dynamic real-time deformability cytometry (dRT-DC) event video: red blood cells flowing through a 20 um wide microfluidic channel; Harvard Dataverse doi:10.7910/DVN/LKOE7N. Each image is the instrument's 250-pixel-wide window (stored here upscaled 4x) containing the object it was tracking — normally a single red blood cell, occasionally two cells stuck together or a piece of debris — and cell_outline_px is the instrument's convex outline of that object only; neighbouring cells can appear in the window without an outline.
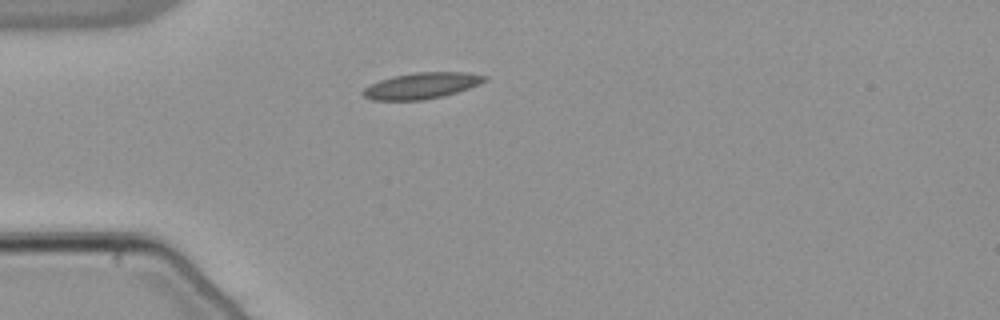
{"species": "common noctule bat (a hibernating species)", "species_latin": "Nyctalus noctula", "temperature_condition": "warm", "stored_images_in_passage": 40, "camera_frame_rate_fps": 3000, "um_per_image_px": 0.085, "animal": {"sex": "male", "body_mass_g": 21.5, "forearm_length_mm": 52.0}, "frame": {"image": 1, "passage_image": 1, "time_ms": 0.0, "image_size_px": [1000, 320], "cell_outline_px": [[488, 80], [480, 84], [444, 96], [424, 100], [372, 100], [364, 96], [360, 92], [364, 88], [380, 80], [392, 76], [416, 72], [468, 72], [488, 76]], "centroid_in_image_um": [35.86, 7.28], "position_along_channel_um": 49.1, "area_um2": 18.61}}
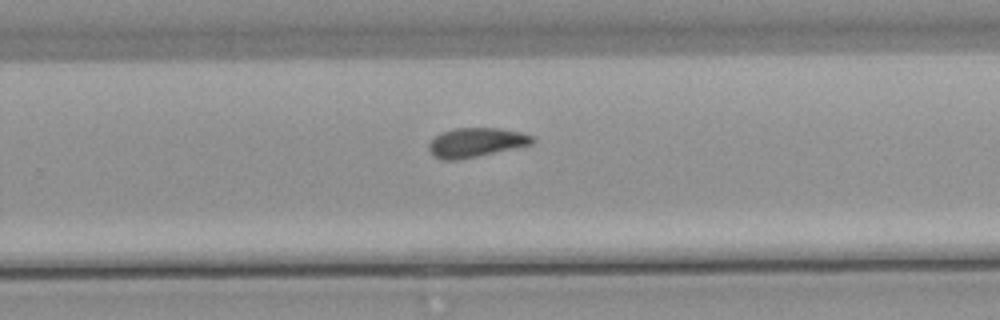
{"frame": {"image": 2, "passage_image": 21, "time_ms": 6.667, "image_size_px": [1000, 320], "cell_outline_px": [[536, 140], [532, 144], [476, 156], [456, 160], [444, 160], [436, 156], [428, 148], [428, 144], [440, 132], [456, 128], [500, 128], [520, 132], [532, 136]], "centroid_in_image_um": [40.47, 12.09], "position_along_channel_um": 289.3, "area_um2": 17.34}}
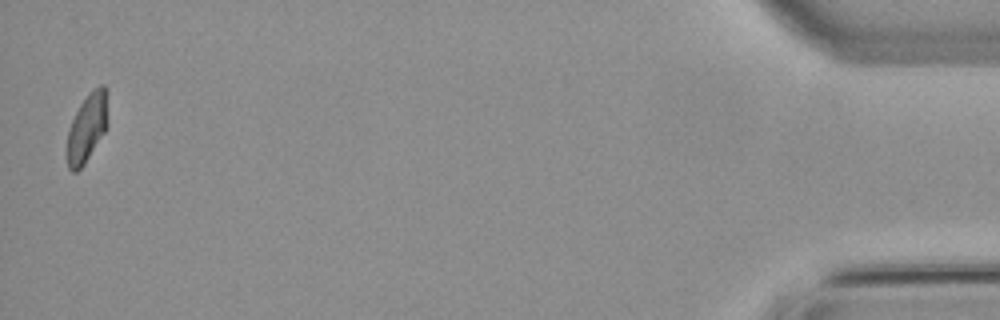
{"frame": {"image": 3, "passage_image": 39, "time_ms": 12.667, "image_size_px": [1000, 320], "cell_outline_px": [[108, 128], [84, 164], [76, 172], [72, 172], [68, 168], [68, 132], [72, 120], [80, 104], [88, 92], [92, 88], [100, 84], [104, 84], [108, 120]], "centroid_in_image_um": [7.42, 10.84], "position_along_channel_um": 427.8, "area_um2": 16.18}, "authors_computed_cell_mechanics": {"area_um2": 17.3689, "velocity_mm_per_s": 3.8255, "shape_relaxation_time_tau1_ms": 10.7974, "shape_relaxation_time_tau2_ms": 5.6043, "deformation_change_tau1": 0.1955, "deformation_change_tau2": 0.0927}}